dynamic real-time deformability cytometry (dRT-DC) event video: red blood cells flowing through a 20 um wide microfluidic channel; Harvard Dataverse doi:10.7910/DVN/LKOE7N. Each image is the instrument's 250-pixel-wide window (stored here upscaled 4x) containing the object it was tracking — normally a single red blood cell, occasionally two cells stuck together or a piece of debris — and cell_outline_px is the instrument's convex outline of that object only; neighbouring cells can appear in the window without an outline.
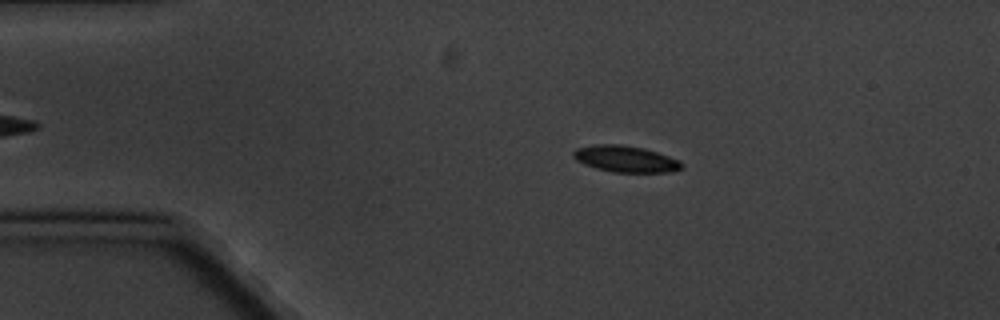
{"species": "common noctule bat (a hibernating species)", "species_latin": "Nyctalus noctula", "temperature_condition": "cold", "stored_images_in_passage": 6, "camera_frame_rate_fps": 3000, "um_per_image_px": 0.085, "animal": {"sex": "male", "body_mass_g": 20.1, "forearm_length_mm": 53.5}, "frame": {"image": 1, "passage_image": 3, "time_ms": 2.333, "image_size_px": [1000, 320], "cell_outline_px": [[684, 164], [680, 168], [672, 172], [612, 172], [596, 168], [584, 164], [576, 160], [572, 156], [572, 152], [576, 148], [596, 144], [620, 144], [644, 148], [680, 160]], "centroid_in_image_um": [53.15, 13.5], "position_along_channel_um": 31.9, "area_um2": 16.7}}